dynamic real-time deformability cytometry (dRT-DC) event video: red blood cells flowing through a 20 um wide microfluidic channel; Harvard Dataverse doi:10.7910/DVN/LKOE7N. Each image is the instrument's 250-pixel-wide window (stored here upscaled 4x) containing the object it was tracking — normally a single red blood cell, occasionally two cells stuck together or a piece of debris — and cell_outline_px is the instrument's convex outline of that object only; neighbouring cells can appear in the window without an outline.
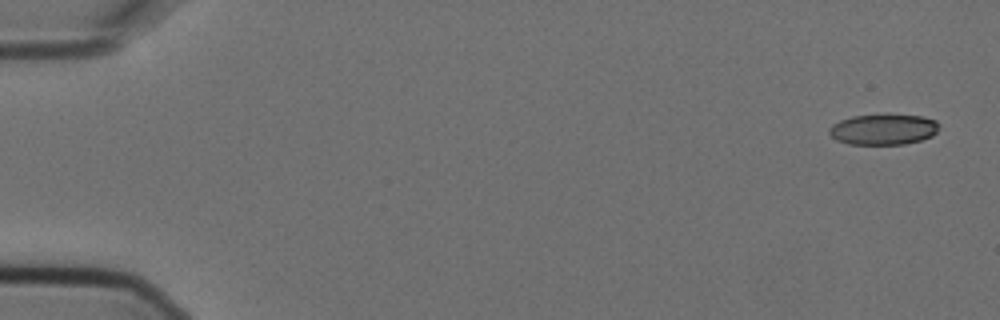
{"species": "Egyptian fruit bat (a non-hibernating species)", "species_latin": "Rousettus aegyptiacus", "temperature_condition": "cold", "stored_images_in_passage": 5, "camera_frame_rate_fps": 3000, "um_per_image_px": 0.085, "animal": {"sex": "female"}, "frame": {"image": 1, "passage_image": 1, "time_ms": 0.0, "image_size_px": [1000, 320], "cell_outline_px": [[940, 124], [936, 132], [932, 136], [920, 140], [904, 144], [848, 144], [836, 140], [828, 132], [828, 128], [832, 124], [840, 120], [852, 116], [884, 112], [888, 112], [920, 116], [936, 120]], "centroid_in_image_um": [75.07, 10.95], "position_along_channel_um": 9.9, "area_um2": 20.35}}
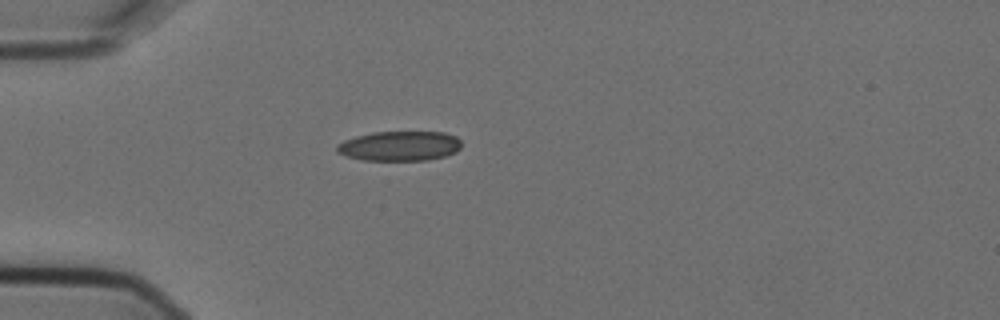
{"frame": {"image": 2, "passage_image": 5, "time_ms": 1.333, "image_size_px": [1000, 320], "cell_outline_px": [[460, 148], [456, 152], [444, 156], [428, 160], [360, 160], [336, 152], [336, 144], [344, 140], [356, 136], [372, 132], [444, 132], [456, 136], [460, 140]], "centroid_in_image_um": [33.95, 12.41], "position_along_channel_um": 51.0, "area_um2": 21.68}}